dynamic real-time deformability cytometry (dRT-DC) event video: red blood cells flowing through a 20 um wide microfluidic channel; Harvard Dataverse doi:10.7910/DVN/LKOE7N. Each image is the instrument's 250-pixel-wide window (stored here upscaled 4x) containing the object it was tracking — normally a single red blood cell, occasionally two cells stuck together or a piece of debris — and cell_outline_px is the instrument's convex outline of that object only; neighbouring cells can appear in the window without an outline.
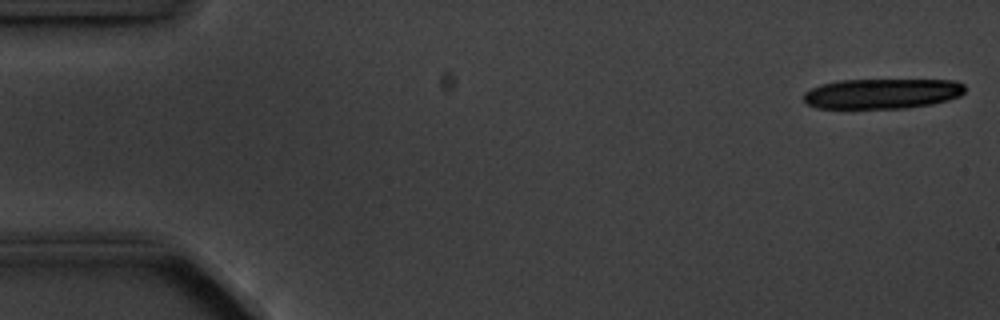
{"species": "common noctule bat (a hibernating species)", "species_latin": "Nyctalus noctula", "temperature_condition": "cold", "stored_images_in_passage": 5, "camera_frame_rate_fps": 3000, "um_per_image_px": 0.085, "animal": {"sex": "male", "body_mass_g": 20.1, "forearm_length_mm": 53.5}, "frame": {"image": 1, "passage_image": 1, "time_ms": 0.0, "image_size_px": [1000, 320], "cell_outline_px": [[964, 92], [960, 96], [948, 100], [932, 104], [904, 108], [816, 108], [804, 104], [804, 92], [820, 84], [840, 80], [956, 80], [964, 84]], "centroid_in_image_um": [74.96, 7.96], "position_along_channel_um": 10.0, "area_um2": 28.5}}